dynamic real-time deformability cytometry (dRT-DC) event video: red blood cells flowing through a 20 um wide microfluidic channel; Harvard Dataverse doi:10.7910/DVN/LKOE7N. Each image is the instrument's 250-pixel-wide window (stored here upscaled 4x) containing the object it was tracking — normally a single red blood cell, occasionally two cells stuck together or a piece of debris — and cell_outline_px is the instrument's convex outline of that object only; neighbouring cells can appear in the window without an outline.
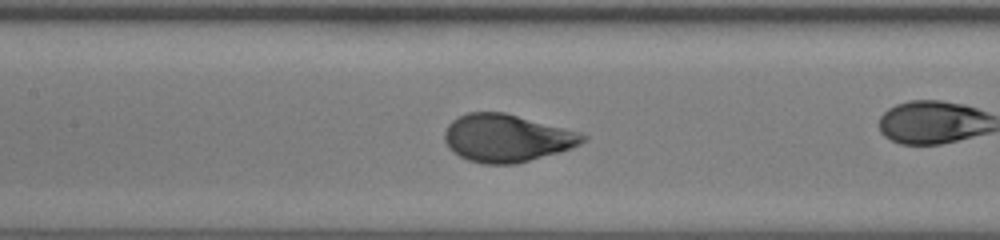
{"species": "human", "species_latin": "Homo sapiens", "temperature_condition": "room temperature", "stored_images_in_passage": 29, "camera_frame_rate_fps": 3000, "um_per_image_px": 0.085, "donor": {"sex": "female"}, "frame": {"image": 1, "passage_image": 13, "time_ms": 4.0, "image_size_px": [1000, 240], "cell_outline_px": [[588, 140], [572, 148], [516, 164], [484, 164], [468, 160], [460, 156], [448, 148], [444, 140], [444, 132], [448, 124], [452, 120], [468, 112], [504, 112], [580, 132], [588, 136]], "centroid_in_image_um": [43.07, 11.74], "position_along_channel_um": 164.3, "area_um2": 38.38}}